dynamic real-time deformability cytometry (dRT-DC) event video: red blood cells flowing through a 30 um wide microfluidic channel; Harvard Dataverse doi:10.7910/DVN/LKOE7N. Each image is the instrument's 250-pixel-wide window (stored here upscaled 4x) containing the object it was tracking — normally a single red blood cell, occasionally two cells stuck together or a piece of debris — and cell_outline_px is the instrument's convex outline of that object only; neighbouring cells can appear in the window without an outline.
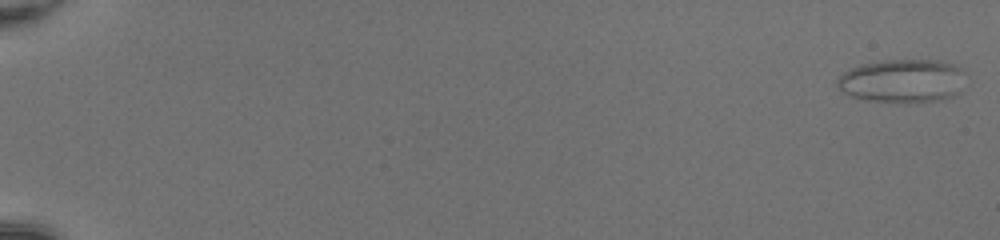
{"species": "common noctule bat (a hibernating species)", "species_latin": "Nyctalus noctula", "temperature_condition": "room temperature", "stored_images_in_passage": 51, "camera_frame_rate_fps": 3000, "um_per_image_px": 0.085, "animal": {"sex": "female", "body_mass_g": 20.0, "forearm_length_mm": 54.0}, "frame": {"image": 1, "passage_image": 1, "time_ms": 0.0, "image_size_px": [1000, 240], "cell_outline_px": [[960, 92], [952, 96], [940, 100], [904, 104], [896, 104], [860, 100], [848, 96], [836, 84], [836, 80], [844, 72], [860, 64], [884, 60], [940, 60], [952, 64], [960, 68]], "centroid_in_image_um": [76.62, 6.91], "position_along_channel_um": 8.4, "area_um2": 32.83}}
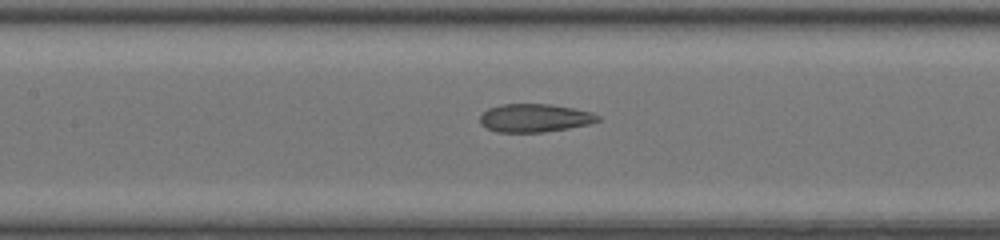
{"frame": {"image": 2, "passage_image": 27, "time_ms": 8.667, "image_size_px": [1000, 240], "cell_outline_px": [[600, 120], [588, 124], [568, 128], [544, 132], [496, 132], [480, 124], [480, 116], [488, 108], [504, 104], [552, 104], [592, 112], [600, 116]], "centroid_in_image_um": [45.45, 10.02], "position_along_channel_um": 162.0, "area_um2": 19.31}}
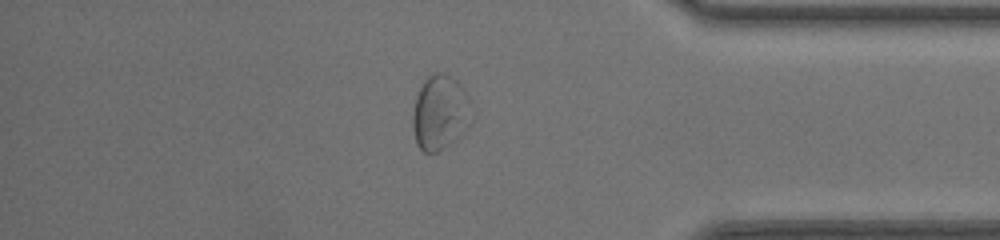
{"frame": {"image": 3, "passage_image": 45, "time_ms": 14.667, "image_size_px": [1000, 240], "cell_outline_px": [[460, 88], [456, 136], [448, 144], [436, 152], [424, 152], [416, 144], [412, 128], [412, 112], [416, 96], [424, 80], [432, 72], [440, 72], [456, 80], [460, 84]], "centroid_in_image_um": [37.06, 9.55], "position_along_channel_um": 398.1, "area_um2": 22.02}, "authors_computed_cell_mechanics": {"area_um2": 24.276, "velocity_mm_per_s": 4.2083, "shape_relaxation_time_tau1_ms": null, "shape_relaxation_time_tau2_ms": 1.0503, "deformation_change_tau1": null, "deformation_change_tau2": 0.0768}}